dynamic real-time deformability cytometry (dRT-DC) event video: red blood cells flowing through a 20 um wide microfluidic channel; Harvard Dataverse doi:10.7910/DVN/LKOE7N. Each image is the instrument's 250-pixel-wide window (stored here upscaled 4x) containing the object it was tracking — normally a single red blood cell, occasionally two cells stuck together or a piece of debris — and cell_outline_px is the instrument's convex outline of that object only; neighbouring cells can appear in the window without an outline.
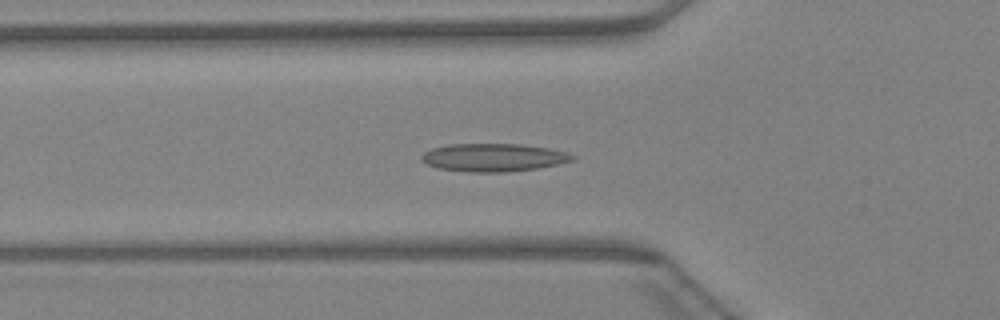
{"species": "Egyptian fruit bat (a non-hibernating species)", "species_latin": "Rousettus aegyptiacus", "temperature_condition": "warm", "stored_images_in_passage": 31, "camera_frame_rate_fps": 3000, "um_per_image_px": 0.085, "animal": {"sex": "female"}, "frame": {"image": 1, "passage_image": 9, "time_ms": 2.667, "image_size_px": [1000, 320], "cell_outline_px": [[576, 160], [536, 168], [508, 172], [468, 172], [436, 168], [428, 164], [420, 156], [424, 152], [432, 148], [448, 144], [520, 144], [548, 148], [568, 152], [576, 156]], "centroid_in_image_um": [41.96, 13.38], "position_along_channel_um": 83.8, "area_um2": 24.62}}
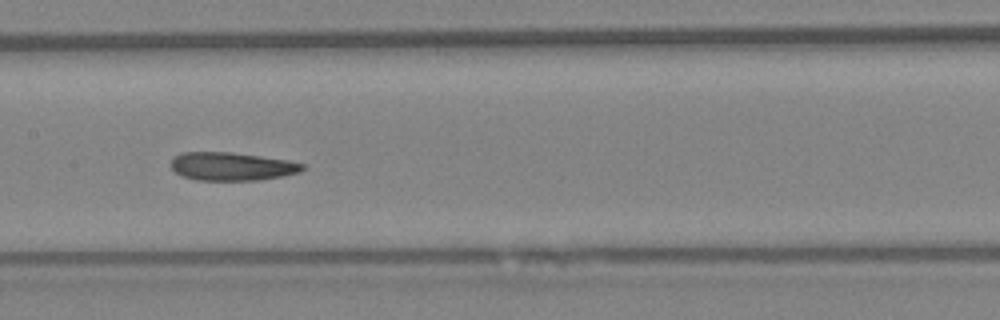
{"frame": {"image": 2, "passage_image": 16, "time_ms": 5.0, "image_size_px": [1000, 320], "cell_outline_px": [[308, 168], [300, 172], [284, 176], [260, 180], [196, 180], [180, 176], [168, 164], [172, 156], [180, 152], [232, 152], [288, 160], [304, 164]], "centroid_in_image_um": [19.68, 14.14], "position_along_channel_um": 187.7, "area_um2": 22.08}}
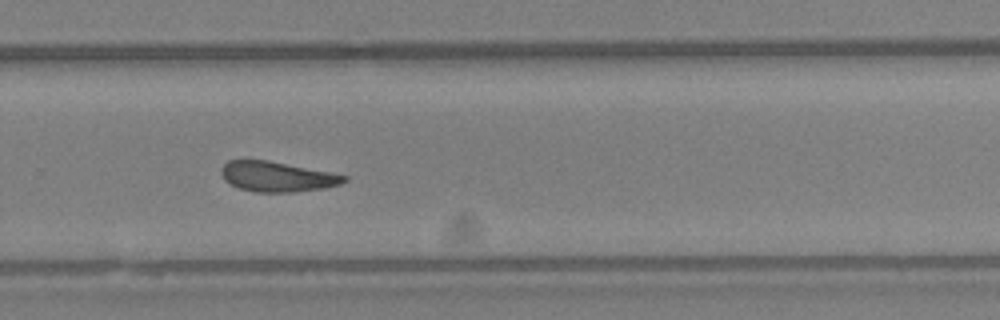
{"frame": {"image": 3, "passage_image": 24, "time_ms": 7.667, "image_size_px": [1000, 320], "cell_outline_px": [[348, 180], [340, 184], [324, 188], [292, 192], [256, 192], [240, 188], [224, 180], [220, 172], [220, 168], [228, 160], [268, 160], [348, 176]], "centroid_in_image_um": [23.53, 15.01], "position_along_channel_um": 306.3, "area_um2": 21.39}}